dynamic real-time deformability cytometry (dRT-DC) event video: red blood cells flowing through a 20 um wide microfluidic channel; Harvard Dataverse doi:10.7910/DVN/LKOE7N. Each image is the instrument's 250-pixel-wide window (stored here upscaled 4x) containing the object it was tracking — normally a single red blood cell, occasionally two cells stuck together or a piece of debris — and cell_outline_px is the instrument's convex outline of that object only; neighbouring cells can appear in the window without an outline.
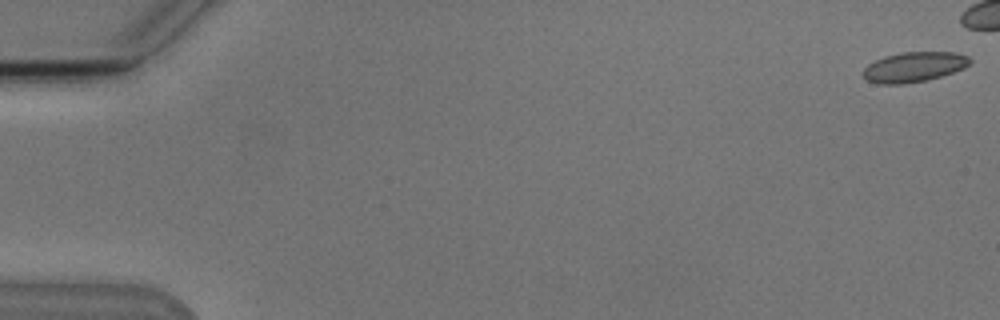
{"species": "Egyptian fruit bat (a non-hibernating species)", "species_latin": "Rousettus aegyptiacus", "temperature_condition": "cold", "stored_images_in_passage": 13, "camera_frame_rate_fps": 3000, "um_per_image_px": 0.085, "animal": {"sex": "male"}, "frame": {"image": 1, "passage_image": 1, "time_ms": 0.0, "image_size_px": [1000, 320], "cell_outline_px": [[972, 60], [964, 68], [940, 76], [924, 80], [904, 84], [880, 84], [868, 80], [864, 76], [864, 68], [868, 64], [884, 56], [900, 52], [956, 52], [968, 56]], "centroid_in_image_um": [77.69, 5.68], "position_along_channel_um": 7.3, "area_um2": 18.5}}